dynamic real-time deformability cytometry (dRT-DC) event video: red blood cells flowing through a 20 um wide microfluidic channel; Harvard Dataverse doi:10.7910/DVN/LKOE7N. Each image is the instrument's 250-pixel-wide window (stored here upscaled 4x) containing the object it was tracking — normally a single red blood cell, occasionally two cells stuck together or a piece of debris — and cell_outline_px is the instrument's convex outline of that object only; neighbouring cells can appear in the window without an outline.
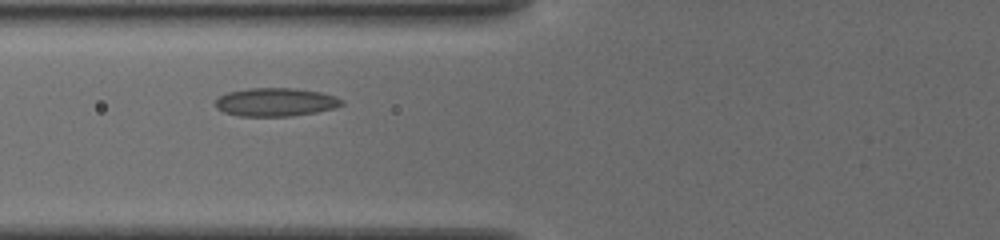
{"species": "common noctule bat (a hibernating species)", "species_latin": "Nyctalus noctula", "temperature_condition": "cold", "stored_images_in_passage": 29, "camera_frame_rate_fps": 3000, "um_per_image_px": 0.085, "animal": {"sex": "female", "body_mass_g": 19.5, "forearm_length_mm": 54.1}, "frame": {"image": 1, "passage_image": 3, "time_ms": 0.667, "image_size_px": [1000, 240], "cell_outline_px": [[344, 104], [336, 108], [316, 112], [292, 116], [240, 116], [224, 112], [216, 108], [216, 100], [220, 96], [228, 92], [248, 88], [296, 88], [320, 92], [336, 96], [344, 100]], "centroid_in_image_um": [23.47, 8.68], "position_along_channel_um": 102.3, "area_um2": 20.98}}
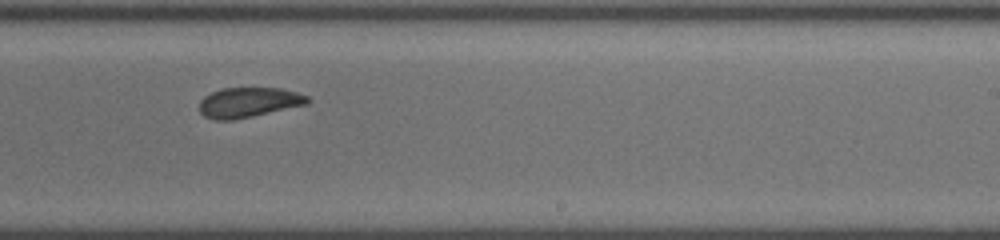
{"frame": {"image": 2, "passage_image": 16, "time_ms": 5.0, "image_size_px": [1000, 240], "cell_outline_px": [[312, 100], [308, 104], [252, 116], [232, 120], [216, 120], [204, 116], [200, 112], [200, 100], [204, 96], [220, 88], [280, 88], [296, 92], [308, 96]], "centroid_in_image_um": [21.14, 8.7], "position_along_channel_um": 267.9, "area_um2": 18.9}}
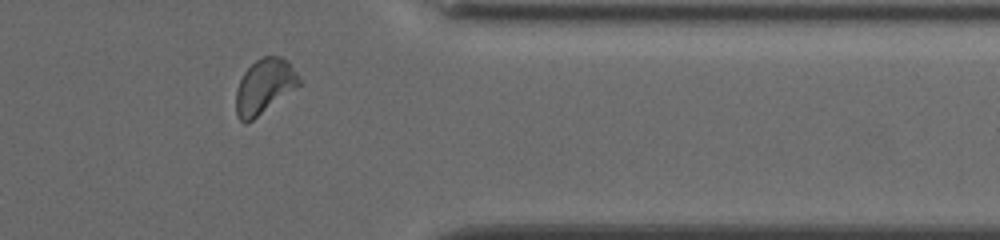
{"frame": {"image": 3, "passage_image": 26, "time_ms": 8.333, "image_size_px": [1000, 240], "cell_outline_px": [[300, 84], [252, 120], [244, 124], [236, 116], [236, 92], [240, 80], [244, 72], [256, 60], [264, 56], [280, 56], [288, 60], [296, 72], [300, 80]], "centroid_in_image_um": [22.45, 7.33], "position_along_channel_um": 389.0, "area_um2": 19.77}, "authors_computed_cell_mechanics": {"area_um2": 19.1318, "velocity_mm_per_s": 3.8286, "shape_relaxation_time_tau1_ms": 10.6114, "shape_relaxation_time_tau2_ms": 2.0802, "deformation_change_tau1": 0.1328, "deformation_change_tau2": 0.0633}}